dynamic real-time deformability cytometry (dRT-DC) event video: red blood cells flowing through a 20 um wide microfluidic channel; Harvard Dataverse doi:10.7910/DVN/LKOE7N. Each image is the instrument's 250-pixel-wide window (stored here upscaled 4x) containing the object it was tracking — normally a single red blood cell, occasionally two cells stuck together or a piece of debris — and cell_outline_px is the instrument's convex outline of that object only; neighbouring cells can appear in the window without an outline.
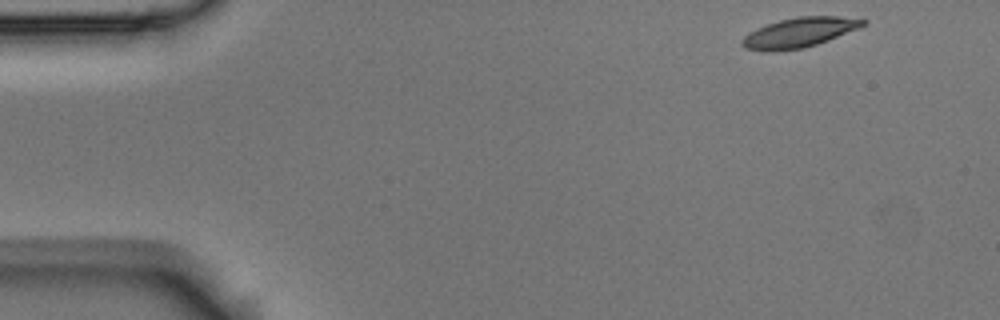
{"species": "Egyptian fruit bat (a non-hibernating species)", "species_latin": "Rousettus aegyptiacus", "temperature_condition": "room temperature", "stored_images_in_passage": 3, "camera_frame_rate_fps": 3000, "um_per_image_px": 0.085, "animal": {"sex": "male"}, "frame": {"image": 1, "passage_image": 1, "time_ms": 0.0, "image_size_px": [1000, 320], "cell_outline_px": [[868, 20], [864, 24], [856, 28], [828, 40], [804, 48], [772, 52], [764, 52], [744, 48], [740, 44], [740, 40], [748, 32], [756, 28], [780, 20], [800, 16], [840, 16]], "centroid_in_image_um": [67.84, 2.78], "position_along_channel_um": 17.2, "area_um2": 20.92}}
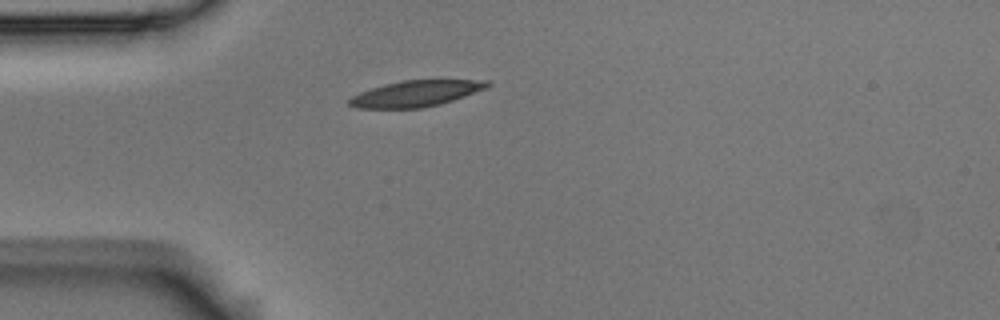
{"frame": {"image": 2, "passage_image": 3, "time_ms": 0.667, "image_size_px": [1000, 320], "cell_outline_px": [[492, 84], [488, 88], [440, 104], [420, 108], [356, 108], [348, 104], [344, 100], [360, 92], [384, 84], [400, 80], [440, 76], [488, 80]], "centroid_in_image_um": [35.45, 7.88], "position_along_channel_um": 49.5, "area_um2": 22.31}}